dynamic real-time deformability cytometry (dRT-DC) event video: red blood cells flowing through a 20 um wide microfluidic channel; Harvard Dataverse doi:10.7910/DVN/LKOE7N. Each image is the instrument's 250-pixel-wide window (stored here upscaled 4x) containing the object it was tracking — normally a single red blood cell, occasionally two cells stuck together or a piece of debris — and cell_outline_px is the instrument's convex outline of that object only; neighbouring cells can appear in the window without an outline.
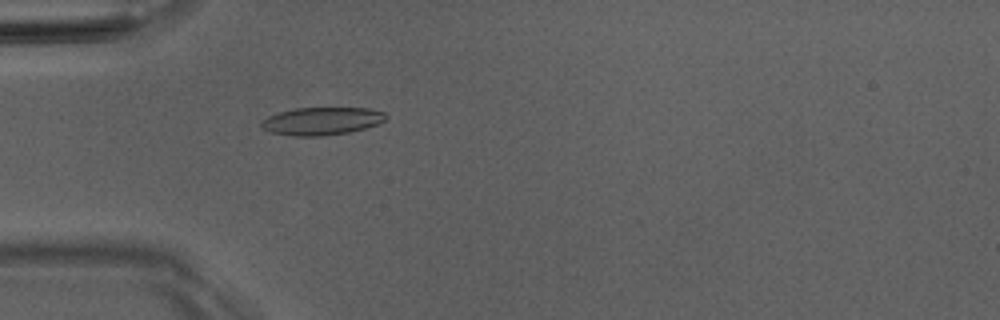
{"species": "Egyptian fruit bat (a non-hibernating species)", "species_latin": "Rousettus aegyptiacus", "temperature_condition": "room temperature", "stored_images_in_passage": 20, "camera_frame_rate_fps": 3000, "um_per_image_px": 0.085, "animal": {"sex": "male"}, "frame": {"image": 1, "passage_image": 2, "time_ms": 0.333, "image_size_px": [1000, 320], "cell_outline_px": [[388, 116], [384, 120], [376, 124], [364, 128], [348, 132], [320, 136], [292, 136], [272, 132], [264, 128], [260, 124], [268, 116], [280, 112], [296, 108], [368, 108], [384, 112]], "centroid_in_image_um": [27.36, 10.28], "position_along_channel_um": 57.6, "area_um2": 19.83}}